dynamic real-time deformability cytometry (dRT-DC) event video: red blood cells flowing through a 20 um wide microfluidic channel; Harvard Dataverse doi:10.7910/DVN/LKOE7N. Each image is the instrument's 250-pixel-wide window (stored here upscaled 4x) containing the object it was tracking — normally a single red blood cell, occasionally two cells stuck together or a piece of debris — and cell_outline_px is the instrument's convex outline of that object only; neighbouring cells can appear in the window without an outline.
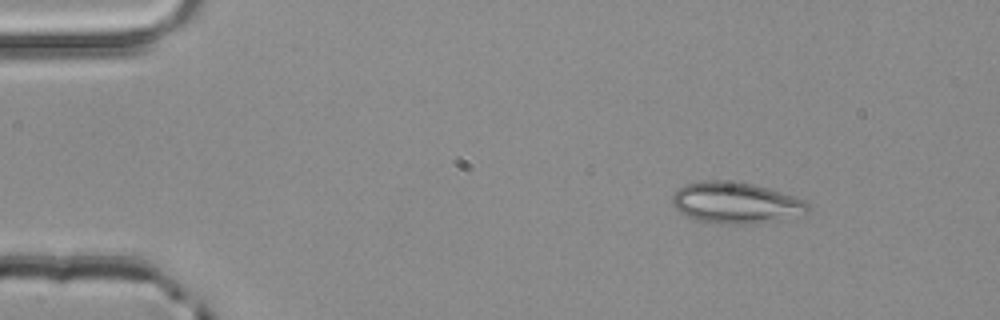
{"species": "common noctule bat (a hibernating species)", "species_latin": "Nyctalus noctula", "temperature_condition": "room temperature", "stored_images_in_passage": 3, "camera_frame_rate_fps": 3000, "um_per_image_px": 0.085, "animal": {"sex": "male", "body_mass_g": 20.4}, "frame": {"image": 1, "passage_image": 1, "time_ms": 0.0, "image_size_px": [1000, 320], "cell_outline_px": [[808, 212], [804, 216], [756, 224], [720, 224], [696, 220], [684, 216], [672, 204], [672, 196], [684, 184], [704, 180], [720, 180], [752, 184], [768, 188], [804, 200], [808, 204]], "centroid_in_image_um": [62.55, 17.26], "position_along_channel_um": 22.5, "area_um2": 32.89}}